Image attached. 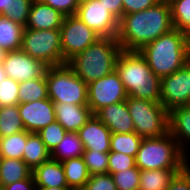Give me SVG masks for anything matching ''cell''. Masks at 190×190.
Listing matches in <instances>:
<instances>
[{
  "mask_svg": "<svg viewBox=\"0 0 190 190\" xmlns=\"http://www.w3.org/2000/svg\"><path fill=\"white\" fill-rule=\"evenodd\" d=\"M173 28L169 2L160 0L148 9L123 15L116 38L122 50L139 51Z\"/></svg>",
  "mask_w": 190,
  "mask_h": 190,
  "instance_id": "cell-1",
  "label": "cell"
},
{
  "mask_svg": "<svg viewBox=\"0 0 190 190\" xmlns=\"http://www.w3.org/2000/svg\"><path fill=\"white\" fill-rule=\"evenodd\" d=\"M139 52L146 59L152 72L161 79L188 63L190 37L173 28L153 42L146 44Z\"/></svg>",
  "mask_w": 190,
  "mask_h": 190,
  "instance_id": "cell-2",
  "label": "cell"
},
{
  "mask_svg": "<svg viewBox=\"0 0 190 190\" xmlns=\"http://www.w3.org/2000/svg\"><path fill=\"white\" fill-rule=\"evenodd\" d=\"M127 95L160 102L161 79L155 75L139 51L122 50L115 66Z\"/></svg>",
  "mask_w": 190,
  "mask_h": 190,
  "instance_id": "cell-3",
  "label": "cell"
},
{
  "mask_svg": "<svg viewBox=\"0 0 190 190\" xmlns=\"http://www.w3.org/2000/svg\"><path fill=\"white\" fill-rule=\"evenodd\" d=\"M122 49L116 37H101L67 64L86 84L98 80L115 70Z\"/></svg>",
  "mask_w": 190,
  "mask_h": 190,
  "instance_id": "cell-4",
  "label": "cell"
},
{
  "mask_svg": "<svg viewBox=\"0 0 190 190\" xmlns=\"http://www.w3.org/2000/svg\"><path fill=\"white\" fill-rule=\"evenodd\" d=\"M189 161L170 132L142 139L135 156V164L140 170L184 169Z\"/></svg>",
  "mask_w": 190,
  "mask_h": 190,
  "instance_id": "cell-5",
  "label": "cell"
},
{
  "mask_svg": "<svg viewBox=\"0 0 190 190\" xmlns=\"http://www.w3.org/2000/svg\"><path fill=\"white\" fill-rule=\"evenodd\" d=\"M45 77L48 98L54 103L88 105V85L67 63L48 67Z\"/></svg>",
  "mask_w": 190,
  "mask_h": 190,
  "instance_id": "cell-6",
  "label": "cell"
},
{
  "mask_svg": "<svg viewBox=\"0 0 190 190\" xmlns=\"http://www.w3.org/2000/svg\"><path fill=\"white\" fill-rule=\"evenodd\" d=\"M134 123V132L144 138H156L169 132V112L159 102L130 97L126 99Z\"/></svg>",
  "mask_w": 190,
  "mask_h": 190,
  "instance_id": "cell-7",
  "label": "cell"
},
{
  "mask_svg": "<svg viewBox=\"0 0 190 190\" xmlns=\"http://www.w3.org/2000/svg\"><path fill=\"white\" fill-rule=\"evenodd\" d=\"M21 50L49 67L67 63L62 55L60 29L24 28Z\"/></svg>",
  "mask_w": 190,
  "mask_h": 190,
  "instance_id": "cell-8",
  "label": "cell"
},
{
  "mask_svg": "<svg viewBox=\"0 0 190 190\" xmlns=\"http://www.w3.org/2000/svg\"><path fill=\"white\" fill-rule=\"evenodd\" d=\"M60 31L62 55L66 62L101 38L76 15L65 16Z\"/></svg>",
  "mask_w": 190,
  "mask_h": 190,
  "instance_id": "cell-9",
  "label": "cell"
},
{
  "mask_svg": "<svg viewBox=\"0 0 190 190\" xmlns=\"http://www.w3.org/2000/svg\"><path fill=\"white\" fill-rule=\"evenodd\" d=\"M87 85L88 106L93 114L102 107L125 101L128 98L124 84L116 70Z\"/></svg>",
  "mask_w": 190,
  "mask_h": 190,
  "instance_id": "cell-10",
  "label": "cell"
},
{
  "mask_svg": "<svg viewBox=\"0 0 190 190\" xmlns=\"http://www.w3.org/2000/svg\"><path fill=\"white\" fill-rule=\"evenodd\" d=\"M75 15L101 37H117L119 20L100 0H80Z\"/></svg>",
  "mask_w": 190,
  "mask_h": 190,
  "instance_id": "cell-11",
  "label": "cell"
},
{
  "mask_svg": "<svg viewBox=\"0 0 190 190\" xmlns=\"http://www.w3.org/2000/svg\"><path fill=\"white\" fill-rule=\"evenodd\" d=\"M160 103L170 112L190 105V65L187 63L176 72L161 78Z\"/></svg>",
  "mask_w": 190,
  "mask_h": 190,
  "instance_id": "cell-12",
  "label": "cell"
},
{
  "mask_svg": "<svg viewBox=\"0 0 190 190\" xmlns=\"http://www.w3.org/2000/svg\"><path fill=\"white\" fill-rule=\"evenodd\" d=\"M3 67L7 77L20 83L44 77L49 66L19 49L7 52Z\"/></svg>",
  "mask_w": 190,
  "mask_h": 190,
  "instance_id": "cell-13",
  "label": "cell"
},
{
  "mask_svg": "<svg viewBox=\"0 0 190 190\" xmlns=\"http://www.w3.org/2000/svg\"><path fill=\"white\" fill-rule=\"evenodd\" d=\"M18 109L25 130L29 133H37L56 120L54 102L49 98L19 103Z\"/></svg>",
  "mask_w": 190,
  "mask_h": 190,
  "instance_id": "cell-14",
  "label": "cell"
},
{
  "mask_svg": "<svg viewBox=\"0 0 190 190\" xmlns=\"http://www.w3.org/2000/svg\"><path fill=\"white\" fill-rule=\"evenodd\" d=\"M84 150L110 152L112 132L93 114L91 118L77 131Z\"/></svg>",
  "mask_w": 190,
  "mask_h": 190,
  "instance_id": "cell-15",
  "label": "cell"
},
{
  "mask_svg": "<svg viewBox=\"0 0 190 190\" xmlns=\"http://www.w3.org/2000/svg\"><path fill=\"white\" fill-rule=\"evenodd\" d=\"M95 116L106 125L112 133H132L134 123L129 113L126 100L99 109Z\"/></svg>",
  "mask_w": 190,
  "mask_h": 190,
  "instance_id": "cell-16",
  "label": "cell"
},
{
  "mask_svg": "<svg viewBox=\"0 0 190 190\" xmlns=\"http://www.w3.org/2000/svg\"><path fill=\"white\" fill-rule=\"evenodd\" d=\"M64 15L51 6L34 0L32 2L25 28L34 30L60 29Z\"/></svg>",
  "mask_w": 190,
  "mask_h": 190,
  "instance_id": "cell-17",
  "label": "cell"
},
{
  "mask_svg": "<svg viewBox=\"0 0 190 190\" xmlns=\"http://www.w3.org/2000/svg\"><path fill=\"white\" fill-rule=\"evenodd\" d=\"M55 117L67 132H77L93 115L88 105L54 103Z\"/></svg>",
  "mask_w": 190,
  "mask_h": 190,
  "instance_id": "cell-18",
  "label": "cell"
},
{
  "mask_svg": "<svg viewBox=\"0 0 190 190\" xmlns=\"http://www.w3.org/2000/svg\"><path fill=\"white\" fill-rule=\"evenodd\" d=\"M169 132L181 151L190 159V105L180 106L169 112Z\"/></svg>",
  "mask_w": 190,
  "mask_h": 190,
  "instance_id": "cell-19",
  "label": "cell"
},
{
  "mask_svg": "<svg viewBox=\"0 0 190 190\" xmlns=\"http://www.w3.org/2000/svg\"><path fill=\"white\" fill-rule=\"evenodd\" d=\"M36 188L68 187L62 163L49 159L32 170Z\"/></svg>",
  "mask_w": 190,
  "mask_h": 190,
  "instance_id": "cell-20",
  "label": "cell"
},
{
  "mask_svg": "<svg viewBox=\"0 0 190 190\" xmlns=\"http://www.w3.org/2000/svg\"><path fill=\"white\" fill-rule=\"evenodd\" d=\"M31 175L32 169L22 159L0 158V189Z\"/></svg>",
  "mask_w": 190,
  "mask_h": 190,
  "instance_id": "cell-21",
  "label": "cell"
},
{
  "mask_svg": "<svg viewBox=\"0 0 190 190\" xmlns=\"http://www.w3.org/2000/svg\"><path fill=\"white\" fill-rule=\"evenodd\" d=\"M183 169L141 170L138 190H166L175 175Z\"/></svg>",
  "mask_w": 190,
  "mask_h": 190,
  "instance_id": "cell-22",
  "label": "cell"
},
{
  "mask_svg": "<svg viewBox=\"0 0 190 190\" xmlns=\"http://www.w3.org/2000/svg\"><path fill=\"white\" fill-rule=\"evenodd\" d=\"M51 159V153L37 133L27 131V142L22 160L33 170L43 162Z\"/></svg>",
  "mask_w": 190,
  "mask_h": 190,
  "instance_id": "cell-23",
  "label": "cell"
},
{
  "mask_svg": "<svg viewBox=\"0 0 190 190\" xmlns=\"http://www.w3.org/2000/svg\"><path fill=\"white\" fill-rule=\"evenodd\" d=\"M61 163L68 187L71 190H82L90 177L83 157L67 159Z\"/></svg>",
  "mask_w": 190,
  "mask_h": 190,
  "instance_id": "cell-24",
  "label": "cell"
},
{
  "mask_svg": "<svg viewBox=\"0 0 190 190\" xmlns=\"http://www.w3.org/2000/svg\"><path fill=\"white\" fill-rule=\"evenodd\" d=\"M84 146L77 132H66L60 143L51 152V159L62 162L67 159L82 157Z\"/></svg>",
  "mask_w": 190,
  "mask_h": 190,
  "instance_id": "cell-25",
  "label": "cell"
},
{
  "mask_svg": "<svg viewBox=\"0 0 190 190\" xmlns=\"http://www.w3.org/2000/svg\"><path fill=\"white\" fill-rule=\"evenodd\" d=\"M24 28L0 15V47L6 51L21 49Z\"/></svg>",
  "mask_w": 190,
  "mask_h": 190,
  "instance_id": "cell-26",
  "label": "cell"
},
{
  "mask_svg": "<svg viewBox=\"0 0 190 190\" xmlns=\"http://www.w3.org/2000/svg\"><path fill=\"white\" fill-rule=\"evenodd\" d=\"M48 98L46 77L19 83V103H28Z\"/></svg>",
  "mask_w": 190,
  "mask_h": 190,
  "instance_id": "cell-27",
  "label": "cell"
},
{
  "mask_svg": "<svg viewBox=\"0 0 190 190\" xmlns=\"http://www.w3.org/2000/svg\"><path fill=\"white\" fill-rule=\"evenodd\" d=\"M24 130L25 127L19 114L18 105L0 107V138Z\"/></svg>",
  "mask_w": 190,
  "mask_h": 190,
  "instance_id": "cell-28",
  "label": "cell"
},
{
  "mask_svg": "<svg viewBox=\"0 0 190 190\" xmlns=\"http://www.w3.org/2000/svg\"><path fill=\"white\" fill-rule=\"evenodd\" d=\"M26 142V130L0 138V158L22 159Z\"/></svg>",
  "mask_w": 190,
  "mask_h": 190,
  "instance_id": "cell-29",
  "label": "cell"
},
{
  "mask_svg": "<svg viewBox=\"0 0 190 190\" xmlns=\"http://www.w3.org/2000/svg\"><path fill=\"white\" fill-rule=\"evenodd\" d=\"M142 137L137 133H112L110 138V151L122 152L126 155L136 156Z\"/></svg>",
  "mask_w": 190,
  "mask_h": 190,
  "instance_id": "cell-30",
  "label": "cell"
},
{
  "mask_svg": "<svg viewBox=\"0 0 190 190\" xmlns=\"http://www.w3.org/2000/svg\"><path fill=\"white\" fill-rule=\"evenodd\" d=\"M173 27L190 37V0H168Z\"/></svg>",
  "mask_w": 190,
  "mask_h": 190,
  "instance_id": "cell-31",
  "label": "cell"
},
{
  "mask_svg": "<svg viewBox=\"0 0 190 190\" xmlns=\"http://www.w3.org/2000/svg\"><path fill=\"white\" fill-rule=\"evenodd\" d=\"M109 152L84 150L83 159L90 176L108 173Z\"/></svg>",
  "mask_w": 190,
  "mask_h": 190,
  "instance_id": "cell-32",
  "label": "cell"
},
{
  "mask_svg": "<svg viewBox=\"0 0 190 190\" xmlns=\"http://www.w3.org/2000/svg\"><path fill=\"white\" fill-rule=\"evenodd\" d=\"M33 1L34 0H10L9 7L2 15L25 27Z\"/></svg>",
  "mask_w": 190,
  "mask_h": 190,
  "instance_id": "cell-33",
  "label": "cell"
},
{
  "mask_svg": "<svg viewBox=\"0 0 190 190\" xmlns=\"http://www.w3.org/2000/svg\"><path fill=\"white\" fill-rule=\"evenodd\" d=\"M141 170L135 166L120 172L112 173L117 190H138Z\"/></svg>",
  "mask_w": 190,
  "mask_h": 190,
  "instance_id": "cell-34",
  "label": "cell"
},
{
  "mask_svg": "<svg viewBox=\"0 0 190 190\" xmlns=\"http://www.w3.org/2000/svg\"><path fill=\"white\" fill-rule=\"evenodd\" d=\"M66 132L67 131L63 128V126L55 120L37 132V134L41 137V140L44 142L45 146L51 153L63 139Z\"/></svg>",
  "mask_w": 190,
  "mask_h": 190,
  "instance_id": "cell-35",
  "label": "cell"
},
{
  "mask_svg": "<svg viewBox=\"0 0 190 190\" xmlns=\"http://www.w3.org/2000/svg\"><path fill=\"white\" fill-rule=\"evenodd\" d=\"M19 104V83L6 77L0 83V107Z\"/></svg>",
  "mask_w": 190,
  "mask_h": 190,
  "instance_id": "cell-36",
  "label": "cell"
},
{
  "mask_svg": "<svg viewBox=\"0 0 190 190\" xmlns=\"http://www.w3.org/2000/svg\"><path fill=\"white\" fill-rule=\"evenodd\" d=\"M135 157L122 152L110 151L108 156V174L135 167Z\"/></svg>",
  "mask_w": 190,
  "mask_h": 190,
  "instance_id": "cell-37",
  "label": "cell"
},
{
  "mask_svg": "<svg viewBox=\"0 0 190 190\" xmlns=\"http://www.w3.org/2000/svg\"><path fill=\"white\" fill-rule=\"evenodd\" d=\"M82 190H117L111 174H96L89 177Z\"/></svg>",
  "mask_w": 190,
  "mask_h": 190,
  "instance_id": "cell-38",
  "label": "cell"
},
{
  "mask_svg": "<svg viewBox=\"0 0 190 190\" xmlns=\"http://www.w3.org/2000/svg\"><path fill=\"white\" fill-rule=\"evenodd\" d=\"M40 1L58 10L64 16L75 15L80 4V0H40Z\"/></svg>",
  "mask_w": 190,
  "mask_h": 190,
  "instance_id": "cell-39",
  "label": "cell"
},
{
  "mask_svg": "<svg viewBox=\"0 0 190 190\" xmlns=\"http://www.w3.org/2000/svg\"><path fill=\"white\" fill-rule=\"evenodd\" d=\"M166 190H190V161L181 172L175 175Z\"/></svg>",
  "mask_w": 190,
  "mask_h": 190,
  "instance_id": "cell-40",
  "label": "cell"
},
{
  "mask_svg": "<svg viewBox=\"0 0 190 190\" xmlns=\"http://www.w3.org/2000/svg\"><path fill=\"white\" fill-rule=\"evenodd\" d=\"M159 1L160 0H122L123 15L148 9Z\"/></svg>",
  "mask_w": 190,
  "mask_h": 190,
  "instance_id": "cell-41",
  "label": "cell"
},
{
  "mask_svg": "<svg viewBox=\"0 0 190 190\" xmlns=\"http://www.w3.org/2000/svg\"><path fill=\"white\" fill-rule=\"evenodd\" d=\"M0 190H36L34 178L31 175L27 179H23L12 184L2 187Z\"/></svg>",
  "mask_w": 190,
  "mask_h": 190,
  "instance_id": "cell-42",
  "label": "cell"
},
{
  "mask_svg": "<svg viewBox=\"0 0 190 190\" xmlns=\"http://www.w3.org/2000/svg\"><path fill=\"white\" fill-rule=\"evenodd\" d=\"M106 8L120 20L123 16V4L122 0H100Z\"/></svg>",
  "mask_w": 190,
  "mask_h": 190,
  "instance_id": "cell-43",
  "label": "cell"
},
{
  "mask_svg": "<svg viewBox=\"0 0 190 190\" xmlns=\"http://www.w3.org/2000/svg\"><path fill=\"white\" fill-rule=\"evenodd\" d=\"M10 0H0V15H2L9 7Z\"/></svg>",
  "mask_w": 190,
  "mask_h": 190,
  "instance_id": "cell-44",
  "label": "cell"
},
{
  "mask_svg": "<svg viewBox=\"0 0 190 190\" xmlns=\"http://www.w3.org/2000/svg\"><path fill=\"white\" fill-rule=\"evenodd\" d=\"M36 190H71L69 187L36 188Z\"/></svg>",
  "mask_w": 190,
  "mask_h": 190,
  "instance_id": "cell-45",
  "label": "cell"
},
{
  "mask_svg": "<svg viewBox=\"0 0 190 190\" xmlns=\"http://www.w3.org/2000/svg\"><path fill=\"white\" fill-rule=\"evenodd\" d=\"M7 52L8 51H6L4 48L0 47V64H3V61L5 60Z\"/></svg>",
  "mask_w": 190,
  "mask_h": 190,
  "instance_id": "cell-46",
  "label": "cell"
},
{
  "mask_svg": "<svg viewBox=\"0 0 190 190\" xmlns=\"http://www.w3.org/2000/svg\"><path fill=\"white\" fill-rule=\"evenodd\" d=\"M7 77L3 64H0V83Z\"/></svg>",
  "mask_w": 190,
  "mask_h": 190,
  "instance_id": "cell-47",
  "label": "cell"
},
{
  "mask_svg": "<svg viewBox=\"0 0 190 190\" xmlns=\"http://www.w3.org/2000/svg\"><path fill=\"white\" fill-rule=\"evenodd\" d=\"M188 64L190 65V53H189V56H188Z\"/></svg>",
  "mask_w": 190,
  "mask_h": 190,
  "instance_id": "cell-48",
  "label": "cell"
}]
</instances>
